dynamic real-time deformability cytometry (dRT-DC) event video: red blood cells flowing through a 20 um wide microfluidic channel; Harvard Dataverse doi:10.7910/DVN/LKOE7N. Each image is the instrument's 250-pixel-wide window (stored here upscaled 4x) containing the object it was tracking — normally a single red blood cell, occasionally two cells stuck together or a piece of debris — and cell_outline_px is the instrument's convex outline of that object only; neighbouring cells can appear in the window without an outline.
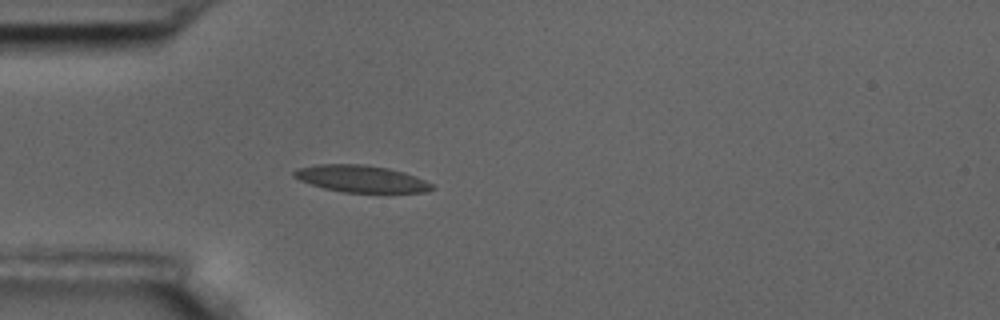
{"species": "common noctule bat (a hibernating species)", "species_latin": "Nyctalus noctula", "temperature_condition": "room temperature", "stored_images_in_passage": 4, "camera_frame_rate_fps": 3000, "um_per_image_px": 0.085, "animal": {"sex": "male", "body_mass_g": 17.5, "forearm_length_mm": 52.3}, "frame": {"image": 1, "passage_image": 4, "time_ms": 3.667, "image_size_px": [1000, 320], "cell_outline_px": [[436, 188], [424, 192], [344, 192], [324, 188], [300, 180], [292, 176], [292, 172], [296, 168], [320, 164], [364, 164], [388, 168], [404, 172], [416, 176], [432, 184]], "centroid_in_image_um": [30.69, 15.18], "position_along_channel_um": 54.3, "area_um2": 21.56}}